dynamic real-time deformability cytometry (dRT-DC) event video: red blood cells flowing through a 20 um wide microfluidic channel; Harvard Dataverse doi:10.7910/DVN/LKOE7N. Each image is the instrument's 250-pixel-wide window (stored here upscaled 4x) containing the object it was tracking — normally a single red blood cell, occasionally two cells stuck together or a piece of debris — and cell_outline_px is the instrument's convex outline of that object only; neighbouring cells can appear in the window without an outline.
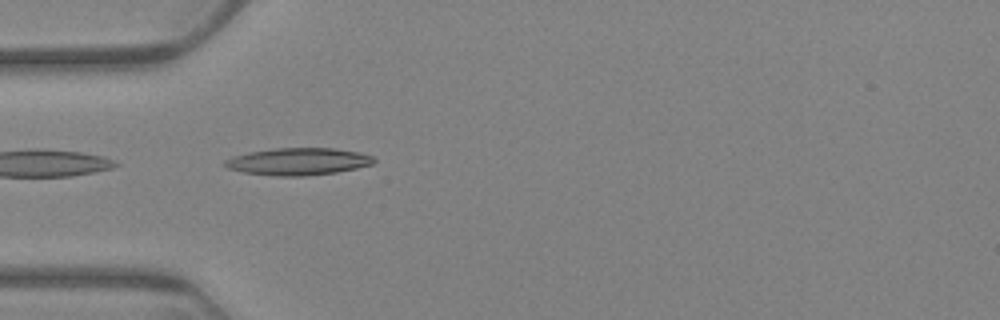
{"species": "Egyptian fruit bat (a non-hibernating species)", "species_latin": "Rousettus aegyptiacus", "temperature_condition": "warm", "stored_images_in_passage": 3, "camera_frame_rate_fps": 3000, "um_per_image_px": 0.085, "animal": {"sex": "female"}, "frame": {"image": 1, "passage_image": 1, "time_ms": 0.0, "image_size_px": [1000, 320], "cell_outline_px": [[376, 160], [372, 164], [356, 168], [336, 172], [304, 176], [276, 176], [244, 172], [228, 168], [224, 164], [224, 160], [232, 156], [248, 152], [276, 148], [336, 148], [360, 152], [372, 156]], "centroid_in_image_um": [25.35, 13.72], "position_along_channel_um": 59.7, "area_um2": 23.58}}